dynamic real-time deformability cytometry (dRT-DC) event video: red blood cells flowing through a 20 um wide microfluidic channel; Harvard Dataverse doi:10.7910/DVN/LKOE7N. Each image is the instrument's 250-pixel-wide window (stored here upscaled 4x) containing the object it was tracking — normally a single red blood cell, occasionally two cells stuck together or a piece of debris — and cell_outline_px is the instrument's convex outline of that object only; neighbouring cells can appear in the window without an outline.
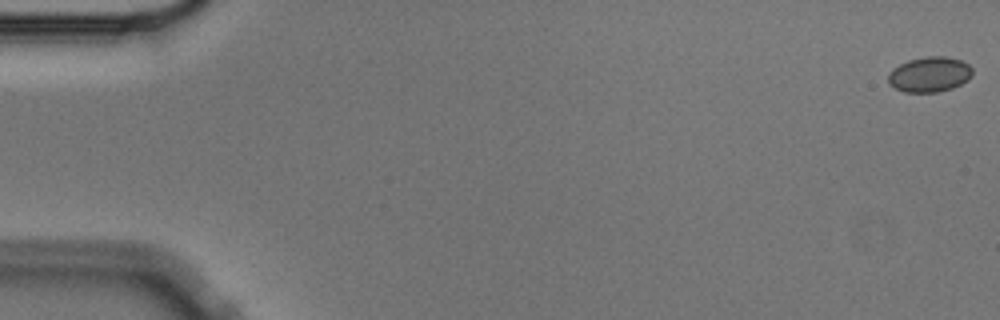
{"species": "Egyptian fruit bat (a non-hibernating species)", "species_latin": "Rousettus aegyptiacus", "temperature_condition": "cold", "stored_images_in_passage": 57, "camera_frame_rate_fps": 3000, "um_per_image_px": 0.085, "animal": {"sex": "male"}, "frame": {"image": 1, "passage_image": 1, "time_ms": 0.0, "image_size_px": [1000, 320], "cell_outline_px": [[972, 76], [968, 80], [952, 88], [936, 92], [904, 92], [888, 84], [888, 72], [892, 68], [908, 60], [928, 56], [944, 56], [960, 60], [968, 64], [972, 68]], "centroid_in_image_um": [78.99, 6.32], "position_along_channel_um": 6.0, "area_um2": 17.34}}
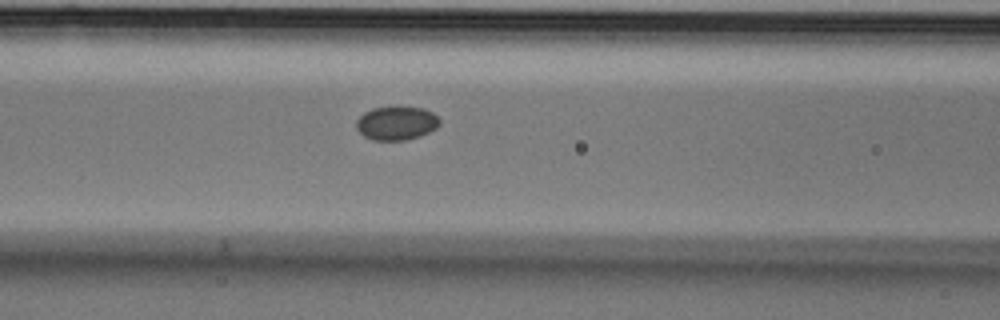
{"frame": {"image": 2, "passage_image": 24, "time_ms": 7.667, "image_size_px": [1000, 320], "cell_outline_px": [[440, 124], [436, 128], [420, 136], [408, 140], [372, 140], [364, 136], [356, 128], [356, 120], [364, 112], [372, 108], [424, 108], [432, 112], [440, 120]], "centroid_in_image_um": [33.69, 10.49], "position_along_channel_um": 132.9, "area_um2": 16.18}}
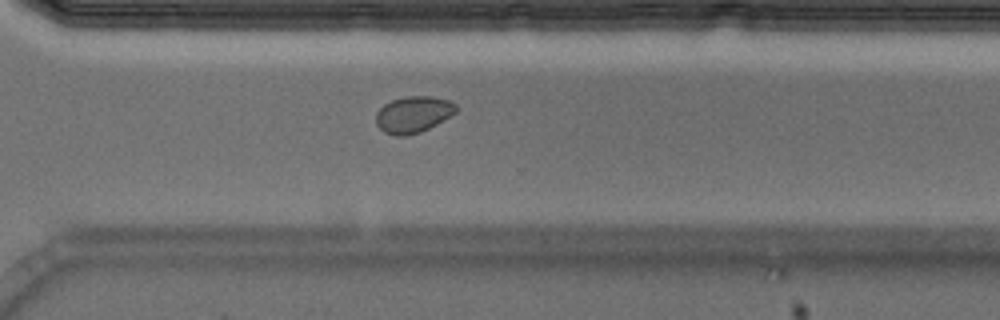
{"frame": {"image": 3, "passage_image": 41, "time_ms": 13.333, "image_size_px": [1000, 320], "cell_outline_px": [[456, 112], [436, 124], [420, 132], [404, 136], [396, 136], [384, 132], [376, 124], [376, 112], [384, 104], [392, 100], [404, 96], [432, 96], [448, 100], [456, 104]], "centroid_in_image_um": [35.1, 9.72], "position_along_channel_um": 335.5, "area_um2": 16.94}, "authors_computed_cell_mechanics": {"area_um2": 16.9932, "velocity_mm_per_s": 3.5773, "shape_relaxation_time_tau1_ms": null, "shape_relaxation_time_tau2_ms": 8.7766, "deformation_change_tau1": null, "deformation_change_tau2": 0.0461}}